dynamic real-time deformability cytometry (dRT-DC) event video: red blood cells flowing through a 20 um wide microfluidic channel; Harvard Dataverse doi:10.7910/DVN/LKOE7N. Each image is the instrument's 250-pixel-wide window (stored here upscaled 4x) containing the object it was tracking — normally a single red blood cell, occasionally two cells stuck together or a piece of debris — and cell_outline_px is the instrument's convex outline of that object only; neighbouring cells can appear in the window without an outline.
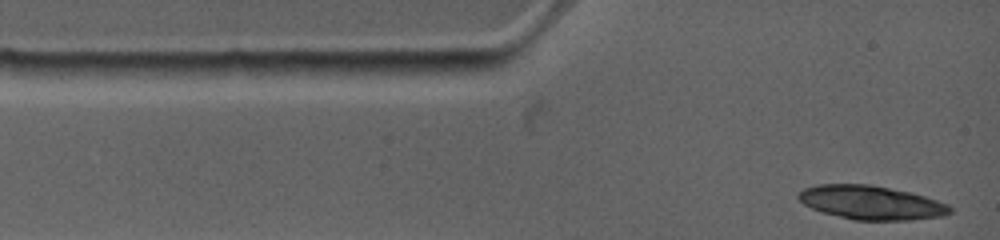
{"species": "common noctule bat (a hibernating species)", "species_latin": "Nyctalus noctula", "temperature_condition": "warm", "stored_images_in_passage": 2, "camera_frame_rate_fps": 4500, "um_per_image_px": 0.085, "animal": {"sex": "female", "body_mass_g": 19.0, "forearm_length_mm": 53.3}, "frame": {"image": 1, "passage_image": 1, "time_ms": 0.0, "image_size_px": [1000, 240], "cell_outline_px": [[952, 212], [944, 216], [904, 220], [856, 220], [824, 212], [812, 208], [804, 204], [796, 196], [804, 188], [820, 184], [868, 184], [908, 192], [924, 196], [948, 204], [952, 208]], "centroid_in_image_um": [74.06, 17.22], "position_along_channel_um": 10.9, "area_um2": 29.48}}